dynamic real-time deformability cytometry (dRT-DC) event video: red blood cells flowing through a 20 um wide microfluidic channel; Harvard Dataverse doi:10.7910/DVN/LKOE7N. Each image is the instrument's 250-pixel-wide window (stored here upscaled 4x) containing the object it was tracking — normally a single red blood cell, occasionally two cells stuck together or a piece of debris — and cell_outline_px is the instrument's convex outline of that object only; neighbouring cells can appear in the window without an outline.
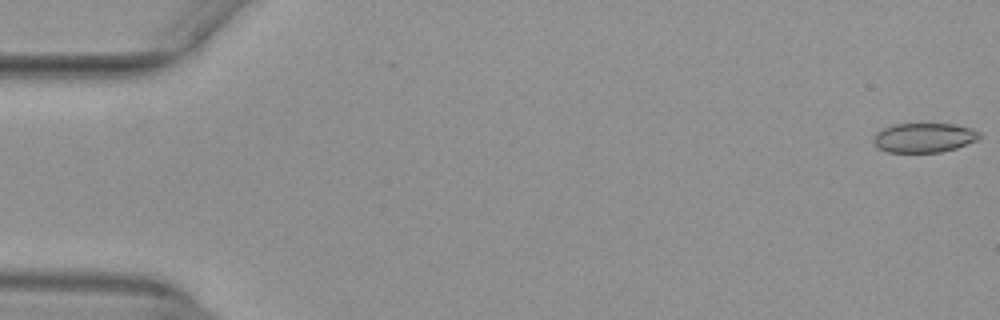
{"species": "common noctule bat (a hibernating species)", "species_latin": "Nyctalus noctula", "temperature_condition": "warm", "stored_images_in_passage": 14, "camera_frame_rate_fps": 3000, "um_per_image_px": 0.085, "animal": {"sex": "female", "body_mass_g": 29.2, "forearm_length_mm": 56.3}, "frame": {"image": 1, "passage_image": 1, "time_ms": 0.0, "image_size_px": [1000, 320], "cell_outline_px": [[980, 136], [976, 140], [956, 148], [940, 152], [888, 152], [876, 148], [872, 144], [872, 140], [876, 132], [880, 128], [892, 124], [956, 124], [972, 128], [980, 132]], "centroid_in_image_um": [78.47, 11.7], "position_along_channel_um": 6.5, "area_um2": 18.44}}
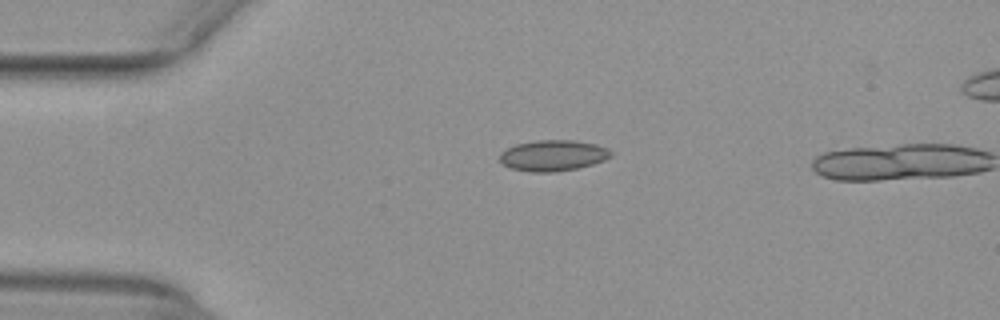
{"frame": {"image": 2, "passage_image": 13, "time_ms": 4.0, "image_size_px": [1000, 320], "cell_outline_px": [[612, 156], [604, 160], [592, 164], [576, 168], [556, 172], [532, 172], [508, 168], [500, 164], [500, 152], [516, 144], [536, 140], [576, 140], [596, 144], [608, 148], [612, 152]], "centroid_in_image_um": [46.99, 13.22], "position_along_channel_um": 38.0, "area_um2": 20.23}}